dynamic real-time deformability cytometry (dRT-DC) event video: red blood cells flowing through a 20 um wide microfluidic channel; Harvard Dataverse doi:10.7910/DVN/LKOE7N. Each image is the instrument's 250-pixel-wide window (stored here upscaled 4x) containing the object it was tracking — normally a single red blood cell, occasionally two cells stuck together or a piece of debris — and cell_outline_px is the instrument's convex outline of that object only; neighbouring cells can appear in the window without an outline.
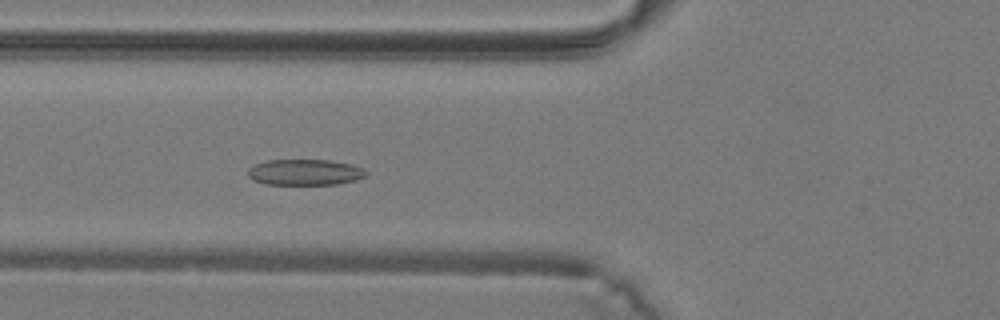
{"species": "common noctule bat (a hibernating species)", "species_latin": "Nyctalus noctula", "temperature_condition": "warm", "stored_images_in_passage": 17, "camera_frame_rate_fps": 3000, "um_per_image_px": 0.085, "animal": {"sex": "male", "body_mass_g": 19.2, "forearm_length_mm": 51.8}, "frame": {"image": 1, "passage_image": 8, "time_ms": 2.333, "image_size_px": [1000, 320], "cell_outline_px": [[368, 176], [356, 180], [336, 184], [264, 184], [252, 180], [248, 176], [248, 168], [256, 164], [268, 160], [328, 160], [348, 164], [364, 168], [368, 172]], "centroid_in_image_um": [25.92, 14.64], "position_along_channel_um": 99.9, "area_um2": 17.86}}
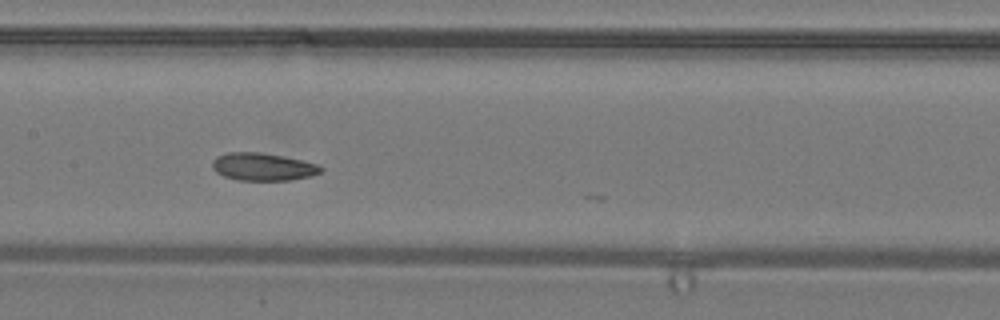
{"frame": {"image": 2, "passage_image": 13, "time_ms": 4.0, "image_size_px": [1000, 320], "cell_outline_px": [[324, 168], [320, 172], [312, 176], [292, 180], [236, 180], [224, 176], [216, 172], [212, 168], [212, 160], [216, 156], [228, 152], [260, 152], [320, 164]], "centroid_in_image_um": [22.34, 14.18], "position_along_channel_um": 185.1, "area_um2": 17.57}}
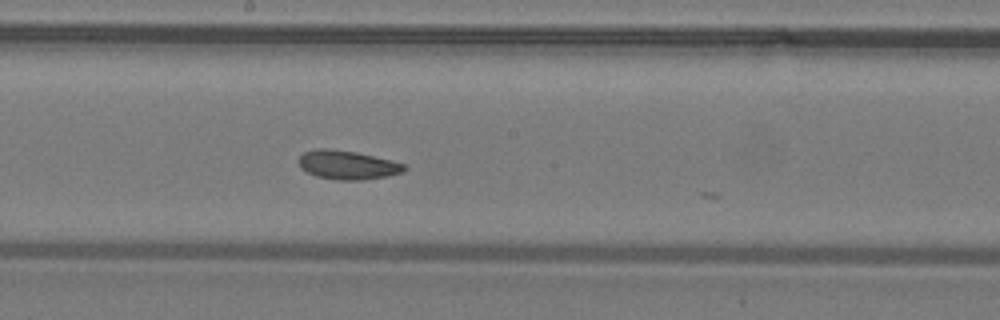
{"frame": {"image": 3, "passage_image": 15, "time_ms": 4.667, "image_size_px": [1000, 320], "cell_outline_px": [[408, 168], [404, 172], [388, 176], [360, 180], [336, 180], [316, 176], [300, 168], [296, 160], [304, 152], [320, 148], [328, 148], [356, 152], [392, 160], [404, 164]], "centroid_in_image_um": [29.53, 14.02], "position_along_channel_um": 218.7, "area_um2": 17.92}}